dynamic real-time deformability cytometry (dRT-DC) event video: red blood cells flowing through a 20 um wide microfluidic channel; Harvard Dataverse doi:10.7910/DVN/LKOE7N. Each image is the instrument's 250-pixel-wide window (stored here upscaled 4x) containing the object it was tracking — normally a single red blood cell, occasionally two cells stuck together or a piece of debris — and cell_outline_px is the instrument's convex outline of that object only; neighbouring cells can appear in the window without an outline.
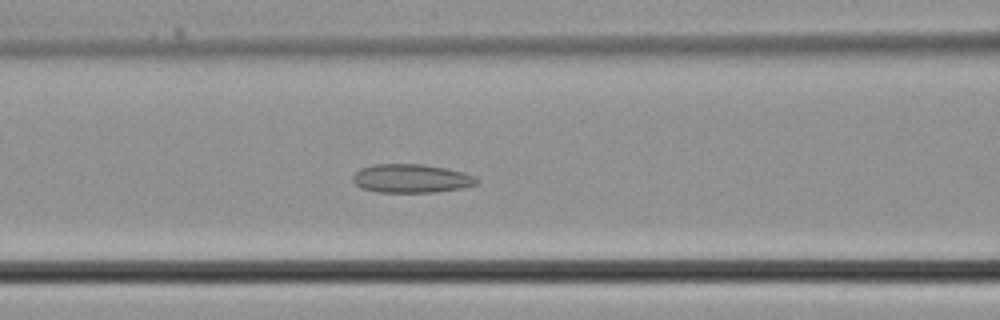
{"species": "common noctule bat (a hibernating species)", "species_latin": "Nyctalus noctula", "temperature_condition": "cold", "stored_images_in_passage": 37, "camera_frame_rate_fps": 3000, "um_per_image_px": 0.085, "animal": {"sex": "male", "body_mass_g": 21.5, "forearm_length_mm": 52.0}, "frame": {"image": 1, "passage_image": 15, "time_ms": 4.667, "image_size_px": [1000, 320], "cell_outline_px": [[480, 180], [476, 184], [464, 188], [432, 192], [380, 192], [360, 188], [352, 180], [352, 176], [360, 168], [372, 164], [424, 164], [448, 168], [464, 172]], "centroid_in_image_um": [34.95, 15.16], "position_along_channel_um": 131.6, "area_um2": 20.81}}
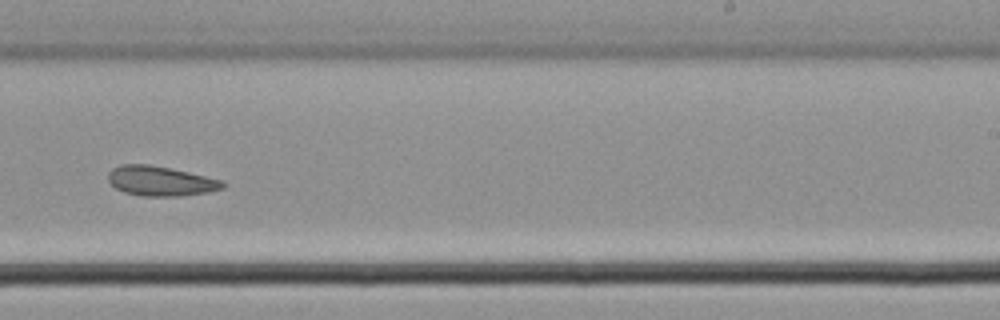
{"frame": {"image": 2, "passage_image": 23, "time_ms": 7.333, "image_size_px": [1000, 320], "cell_outline_px": [[228, 184], [224, 188], [208, 192], [180, 196], [144, 196], [124, 192], [116, 188], [108, 180], [108, 172], [112, 168], [120, 164], [148, 164], [188, 172], [224, 180]], "centroid_in_image_um": [13.67, 15.39], "position_along_channel_um": 275.3, "area_um2": 19.94}}
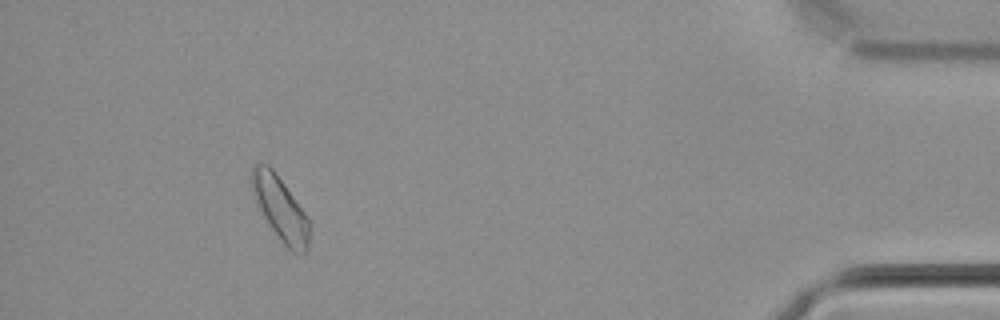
{"frame": {"image": 3, "passage_image": 34, "time_ms": 11.0, "image_size_px": [1000, 320], "cell_outline_px": [[312, 224], [308, 252], [300, 256], [292, 252], [280, 240], [264, 216], [260, 208], [252, 188], [252, 168], [256, 164], [268, 164], [276, 172], [304, 212]], "centroid_in_image_um": [23.91, 17.8], "position_along_channel_um": 411.3, "area_um2": 21.33}}